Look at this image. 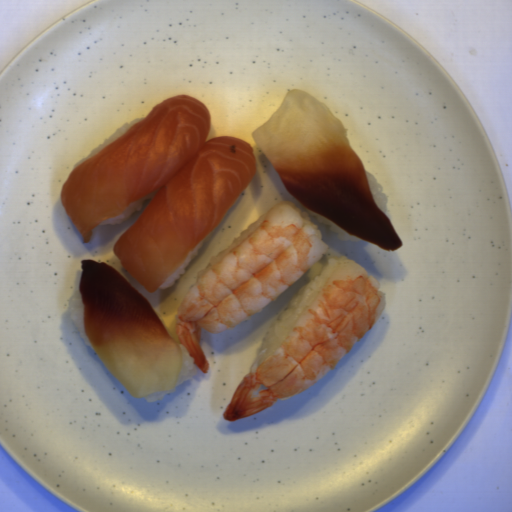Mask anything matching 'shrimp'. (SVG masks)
I'll return each mask as SVG.
<instances>
[{
	"instance_id": "1",
	"label": "shrimp",
	"mask_w": 512,
	"mask_h": 512,
	"mask_svg": "<svg viewBox=\"0 0 512 512\" xmlns=\"http://www.w3.org/2000/svg\"><path fill=\"white\" fill-rule=\"evenodd\" d=\"M329 250L296 203L271 207L259 228L219 259L176 309L177 337L197 369L209 368L202 330L220 333L259 313Z\"/></svg>"
},
{
	"instance_id": "2",
	"label": "shrimp",
	"mask_w": 512,
	"mask_h": 512,
	"mask_svg": "<svg viewBox=\"0 0 512 512\" xmlns=\"http://www.w3.org/2000/svg\"><path fill=\"white\" fill-rule=\"evenodd\" d=\"M387 304L380 281L352 260L330 274L292 331L243 378L223 418L235 421L319 382L376 324Z\"/></svg>"
}]
</instances>
